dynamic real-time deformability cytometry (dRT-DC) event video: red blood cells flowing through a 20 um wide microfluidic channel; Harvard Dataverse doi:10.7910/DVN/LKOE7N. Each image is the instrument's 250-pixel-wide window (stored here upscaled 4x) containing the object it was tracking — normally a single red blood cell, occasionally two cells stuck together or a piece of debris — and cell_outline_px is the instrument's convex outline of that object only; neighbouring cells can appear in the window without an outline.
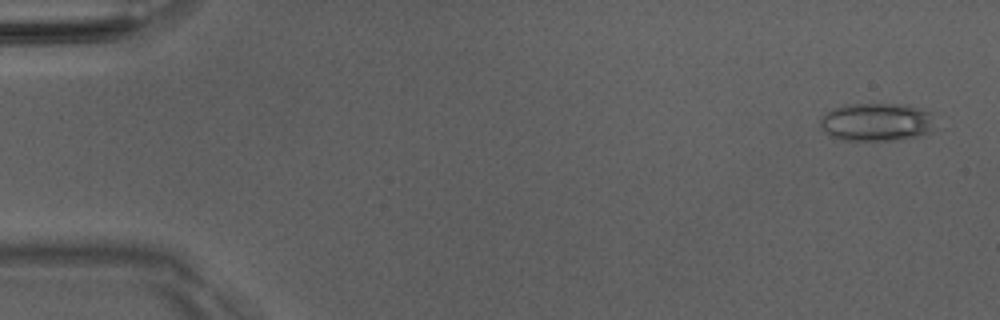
{"species": "Egyptian fruit bat (a non-hibernating species)", "species_latin": "Rousettus aegyptiacus", "temperature_condition": "room temperature", "stored_images_in_passage": 51, "camera_frame_rate_fps": 3000, "um_per_image_px": 0.085, "animal": {"sex": "male"}, "frame": {"image": 1, "passage_image": 2, "time_ms": 0.333, "image_size_px": [1000, 320], "cell_outline_px": [[932, 132], [924, 136], [900, 140], [844, 140], [828, 136], [820, 128], [820, 116], [832, 108], [844, 104], [904, 104], [928, 112]], "centroid_in_image_um": [74.41, 10.39], "position_along_channel_um": 10.6, "area_um2": 25.66}}
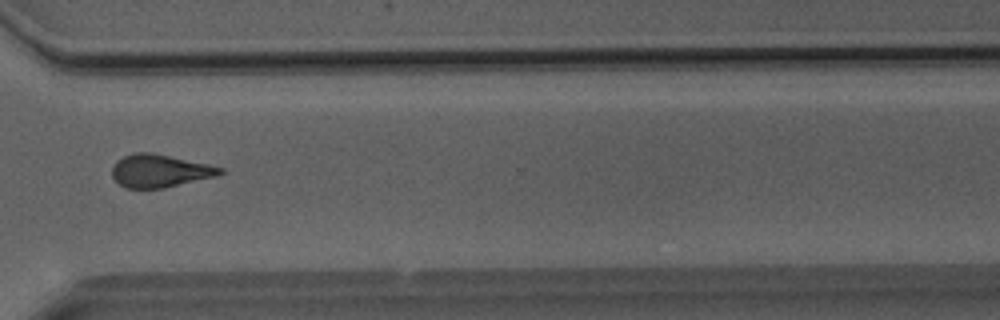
{"frame": {"image": 2, "passage_image": 38, "time_ms": 12.333, "image_size_px": [1000, 320], "cell_outline_px": [[224, 172], [216, 176], [164, 188], [124, 188], [112, 176], [112, 168], [116, 160], [124, 156], [136, 152], [152, 152], [208, 164], [224, 168]], "centroid_in_image_um": [13.57, 14.52], "position_along_channel_um": 357.0, "area_um2": 20.63}}
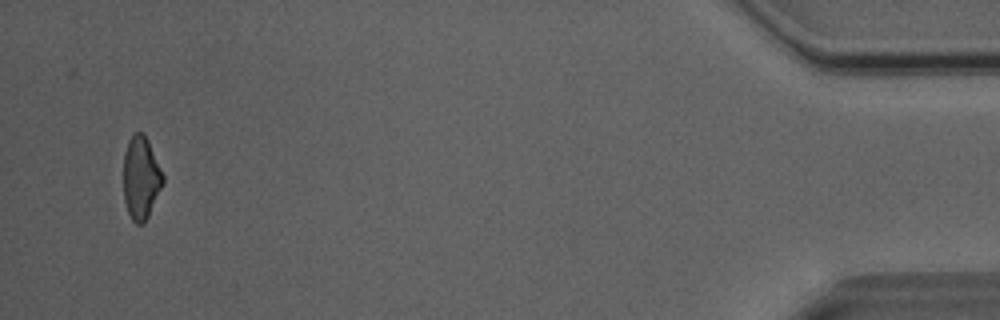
{"frame": {"image": 3, "passage_image": 49, "time_ms": 16.0, "image_size_px": [1000, 320], "cell_outline_px": [[164, 180], [148, 216], [144, 224], [136, 224], [132, 220], [128, 212], [124, 200], [124, 152], [128, 140], [136, 132], [144, 132], [148, 140], [164, 176]], "centroid_in_image_um": [11.97, 15.1], "position_along_channel_um": 423.2, "area_um2": 18.9}, "authors_computed_cell_mechanics": {"area_um2": 21.097, "velocity_mm_per_s": 4.0652, "shape_relaxation_time_tau1_ms": null, "shape_relaxation_time_tau2_ms": 3.1862, "deformation_change_tau1": null, "deformation_change_tau2": 0.1194}}